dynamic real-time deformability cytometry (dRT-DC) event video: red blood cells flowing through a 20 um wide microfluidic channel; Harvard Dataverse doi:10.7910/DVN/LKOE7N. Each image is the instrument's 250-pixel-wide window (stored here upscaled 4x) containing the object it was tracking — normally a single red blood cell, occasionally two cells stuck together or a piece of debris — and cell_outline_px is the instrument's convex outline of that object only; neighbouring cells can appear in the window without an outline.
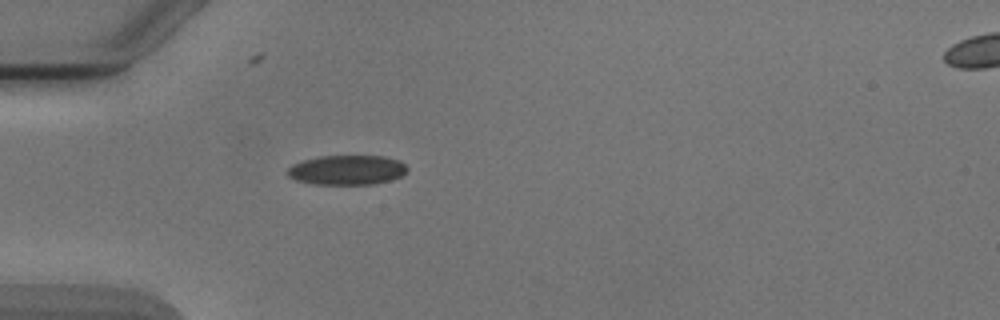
{"species": "Egyptian fruit bat (a non-hibernating species)", "species_latin": "Rousettus aegyptiacus", "temperature_condition": "cold", "stored_images_in_passage": 1, "camera_frame_rate_fps": 3000, "um_per_image_px": 0.085, "animal": {"sex": "male"}, "frame": {"image": 1, "passage_image": 1, "time_ms": 0.0, "image_size_px": [1000, 320], "cell_outline_px": [[408, 168], [400, 176], [388, 180], [372, 184], [316, 184], [296, 180], [288, 176], [288, 168], [292, 164], [304, 160], [320, 156], [384, 156], [400, 160]], "centroid_in_image_um": [29.48, 14.44], "position_along_channel_um": 55.5, "area_um2": 20.46}}